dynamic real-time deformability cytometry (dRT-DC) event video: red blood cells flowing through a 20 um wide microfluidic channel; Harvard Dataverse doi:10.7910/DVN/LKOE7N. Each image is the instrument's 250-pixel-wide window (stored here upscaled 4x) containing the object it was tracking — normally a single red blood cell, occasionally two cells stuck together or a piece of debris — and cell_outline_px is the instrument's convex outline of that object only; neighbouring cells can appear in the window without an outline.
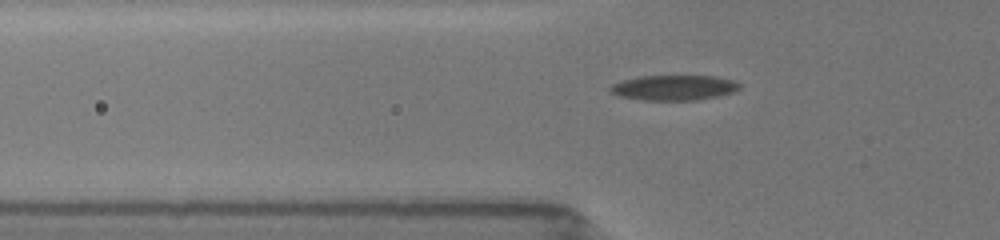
{"species": "common noctule bat (a hibernating species)", "species_latin": "Nyctalus noctula", "temperature_condition": "room temperature", "stored_images_in_passage": 40, "camera_frame_rate_fps": 3000, "um_per_image_px": 0.085, "animal": {"sex": "female", "body_mass_g": 19.5, "forearm_length_mm": 54.1}, "frame": {"image": 1, "passage_image": 6, "time_ms": 1.667, "image_size_px": [1000, 240], "cell_outline_px": [[740, 88], [732, 92], [716, 96], [696, 100], [644, 100], [620, 96], [612, 92], [608, 88], [612, 84], [620, 80], [636, 76], [716, 76], [736, 80], [740, 84]], "centroid_in_image_um": [57.27, 7.44], "position_along_channel_um": 68.5, "area_um2": 19.02}}
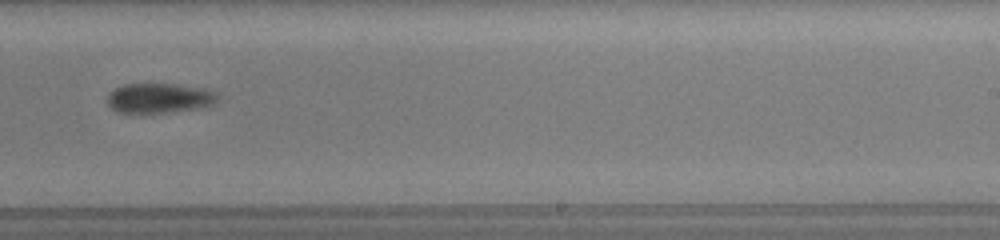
{"frame": {"image": 2, "passage_image": 22, "time_ms": 7.0, "image_size_px": [1000, 240], "cell_outline_px": [[220, 100], [216, 104], [200, 108], [144, 116], [116, 112], [104, 100], [108, 92], [124, 84], [176, 84], [204, 88], [216, 92], [220, 96]], "centroid_in_image_um": [13.52, 8.39], "position_along_channel_um": 275.5, "area_um2": 20.35}}
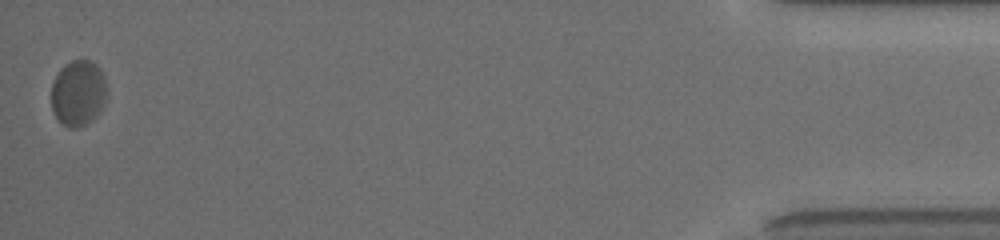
{"frame": {"image": 3, "passage_image": 40, "time_ms": 13.0, "image_size_px": [1000, 240], "cell_outline_px": [[108, 88], [104, 104], [100, 112], [92, 120], [76, 128], [68, 128], [56, 116], [52, 108], [52, 84], [60, 68], [64, 64], [72, 60], [92, 60], [100, 68], [104, 76]], "centroid_in_image_um": [6.68, 7.88], "position_along_channel_um": 428.5, "area_um2": 21.44}, "authors_computed_cell_mechanics": {"area_um2": 20.4612, "velocity_mm_per_s": 3.9195, "shape_relaxation_time_tau1_ms": 7.548, "shape_relaxation_time_tau2_ms": 2.4529, "deformation_change_tau1": 0.1549, "deformation_change_tau2": 0.0635}}